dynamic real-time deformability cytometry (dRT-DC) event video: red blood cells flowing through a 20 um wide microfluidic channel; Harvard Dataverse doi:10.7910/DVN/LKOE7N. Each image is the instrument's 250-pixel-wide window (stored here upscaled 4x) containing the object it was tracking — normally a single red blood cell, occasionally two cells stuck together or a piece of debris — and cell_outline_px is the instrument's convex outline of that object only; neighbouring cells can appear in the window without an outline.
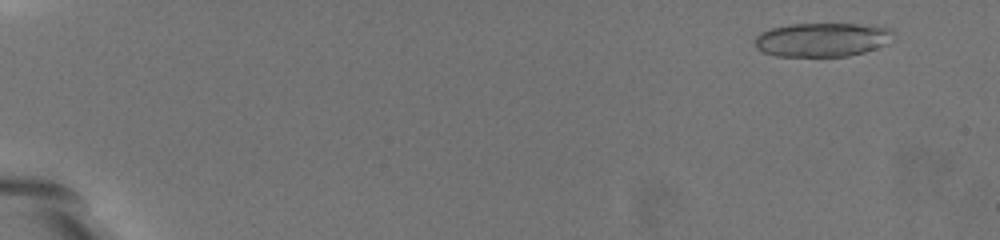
{"species": "common noctule bat (a hibernating species)", "species_latin": "Nyctalus noctula", "temperature_condition": "warm", "stored_images_in_passage": 57, "camera_frame_rate_fps": 3000, "um_per_image_px": 0.085, "animal": {"sex": "female", "body_mass_g": 19.5, "forearm_length_mm": 54.1}, "frame": {"image": 1, "passage_image": 6, "time_ms": 1.667, "image_size_px": [1000, 240], "cell_outline_px": [[892, 32], [888, 44], [864, 52], [848, 56], [776, 56], [764, 52], [756, 48], [756, 36], [760, 32], [772, 28], [788, 24], [856, 24], [892, 28]], "centroid_in_image_um": [69.87, 3.37], "position_along_channel_um": 15.1, "area_um2": 27.22}}
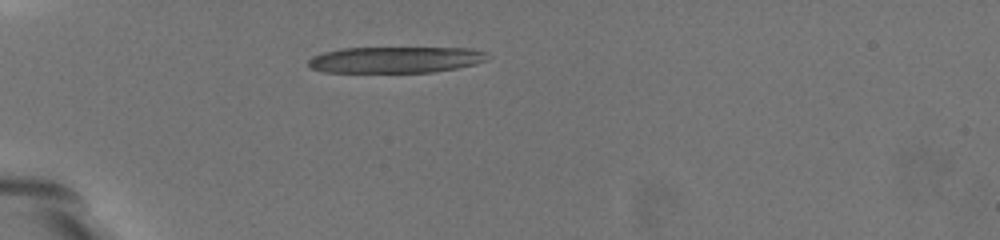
{"frame": {"image": 2, "passage_image": 22, "time_ms": 7.0, "image_size_px": [1000, 240], "cell_outline_px": [[492, 56], [488, 60], [476, 64], [456, 68], [432, 72], [324, 72], [312, 68], [308, 64], [308, 60], [312, 56], [324, 52], [340, 48], [472, 48], [484, 52]], "centroid_in_image_um": [33.65, 5.07], "position_along_channel_um": 51.3, "area_um2": 27.51}, "authors_computed_cell_mechanics": {"area_um2": 27.0504, "velocity_mm_per_s": 3.2989, "shape_relaxation_time_tau1_ms": 1.5606, "shape_relaxation_time_tau2_ms": null, "deformation_change_tau1": 0.2336, "deformation_change_tau2": null}}